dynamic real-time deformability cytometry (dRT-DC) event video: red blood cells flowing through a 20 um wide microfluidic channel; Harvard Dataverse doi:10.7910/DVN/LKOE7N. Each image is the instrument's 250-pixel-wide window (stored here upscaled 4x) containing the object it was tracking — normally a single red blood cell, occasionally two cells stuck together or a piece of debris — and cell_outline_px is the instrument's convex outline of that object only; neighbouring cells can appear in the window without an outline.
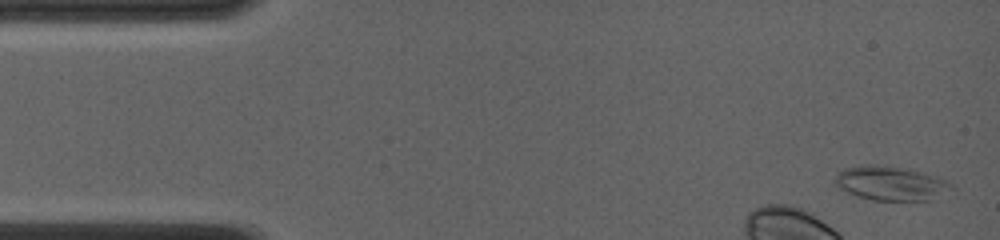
{"species": "common noctule bat (a hibernating species)", "species_latin": "Nyctalus noctula", "temperature_condition": "room temperature", "stored_images_in_passage": 15, "camera_frame_rate_fps": 4000, "um_per_image_px": 0.085, "animal": {"sex": "female", "body_mass_g": 19.0, "forearm_length_mm": 56.7}, "frame": {"image": 1, "passage_image": 1, "time_ms": 0.0, "image_size_px": [1000, 240], "cell_outline_px": [[956, 188], [932, 200], [872, 200], [856, 196], [832, 184], [832, 180], [836, 172], [844, 168], [868, 164], [872, 164], [900, 168], [924, 172], [948, 180]], "centroid_in_image_um": [75.7, 15.58], "position_along_channel_um": 9.3, "area_um2": 23.52}}